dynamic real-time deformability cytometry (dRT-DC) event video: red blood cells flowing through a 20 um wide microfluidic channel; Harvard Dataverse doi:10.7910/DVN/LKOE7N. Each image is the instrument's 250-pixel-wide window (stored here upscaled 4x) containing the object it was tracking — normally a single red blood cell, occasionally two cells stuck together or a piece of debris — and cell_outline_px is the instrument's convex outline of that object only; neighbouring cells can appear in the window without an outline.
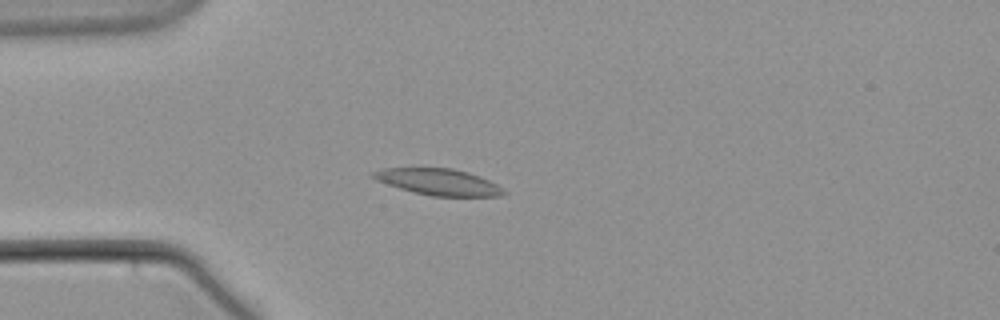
{"species": "common noctule bat (a hibernating species)", "species_latin": "Nyctalus noctula", "temperature_condition": "warm", "stored_images_in_passage": 61, "camera_frame_rate_fps": 3000, "um_per_image_px": 0.085, "animal": {"sex": "male", "body_mass_g": 21.5, "forearm_length_mm": 52.0}, "frame": {"image": 1, "passage_image": 18, "time_ms": 5.667, "image_size_px": [1000, 320], "cell_outline_px": [[508, 192], [504, 196], [432, 196], [412, 192], [376, 180], [368, 172], [384, 168], [452, 168], [468, 172], [480, 176], [504, 188]], "centroid_in_image_um": [37.29, 15.46], "position_along_channel_um": 47.7, "area_um2": 20.17}}
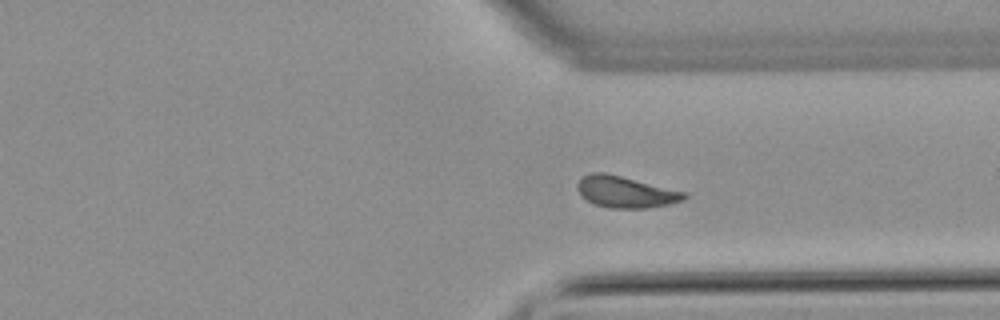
{"frame": {"image": 2, "passage_image": 46, "time_ms": 15.0, "image_size_px": [1000, 320], "cell_outline_px": [[688, 196], [684, 200], [668, 204], [644, 208], [608, 208], [596, 204], [580, 196], [576, 188], [576, 184], [584, 176], [592, 172], [604, 172], [688, 192]], "centroid_in_image_um": [53.18, 16.31], "position_along_channel_um": 358.2, "area_um2": 19.59}}
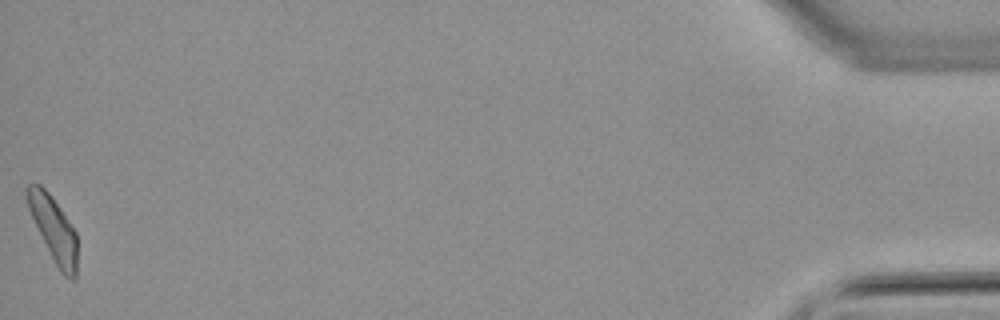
{"frame": {"image": 3, "passage_image": 61, "time_ms": 20.0, "image_size_px": [1000, 320], "cell_outline_px": [[76, 276], [72, 280], [64, 276], [60, 272], [28, 208], [24, 192], [24, 188], [28, 184], [40, 184], [52, 196], [76, 232]], "centroid_in_image_um": [4.54, 19.42], "position_along_channel_um": 430.7, "area_um2": 18.38}}